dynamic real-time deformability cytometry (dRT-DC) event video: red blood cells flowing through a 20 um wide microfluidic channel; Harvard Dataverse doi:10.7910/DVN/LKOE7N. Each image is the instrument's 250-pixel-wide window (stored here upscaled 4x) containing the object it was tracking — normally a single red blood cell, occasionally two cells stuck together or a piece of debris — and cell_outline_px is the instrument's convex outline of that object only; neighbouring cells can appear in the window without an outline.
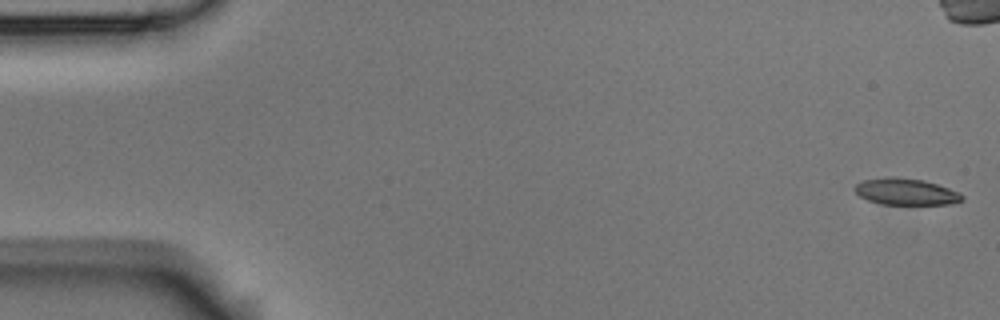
{"species": "Egyptian fruit bat (a non-hibernating species)", "species_latin": "Rousettus aegyptiacus", "temperature_condition": "room temperature", "stored_images_in_passage": 5, "segment_of_instrument_passage": [2, 2], "camera_frame_rate_fps": 3000, "um_per_image_px": 0.085, "animal": {"sex": "male"}, "frame": {"image": 1, "passage_image": 5, "time_ms": 4.667, "image_size_px": [1000, 320], "cell_outline_px": [[964, 200], [948, 204], [880, 204], [868, 200], [860, 196], [856, 192], [856, 184], [864, 180], [888, 176], [892, 176], [924, 180], [960, 192], [964, 196]], "centroid_in_image_um": [77.02, 16.29], "position_along_channel_um": 8.0, "area_um2": 16.53}}